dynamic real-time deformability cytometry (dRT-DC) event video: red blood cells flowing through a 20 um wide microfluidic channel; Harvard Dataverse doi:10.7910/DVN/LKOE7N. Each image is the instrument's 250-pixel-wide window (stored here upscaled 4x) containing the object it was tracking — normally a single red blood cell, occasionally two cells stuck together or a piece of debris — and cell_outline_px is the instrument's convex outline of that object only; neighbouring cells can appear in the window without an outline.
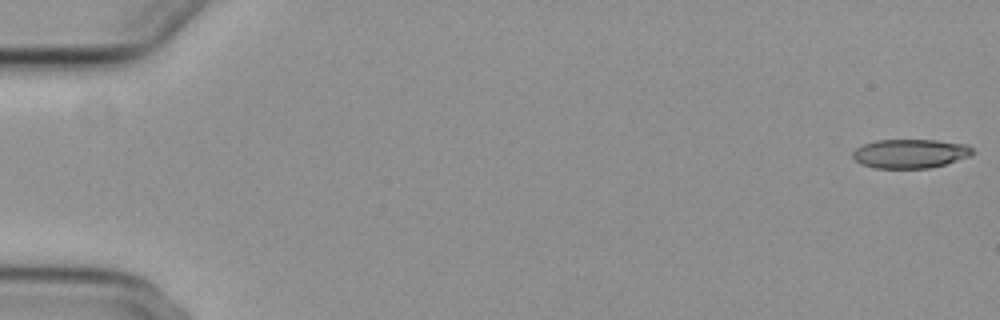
{"species": "common noctule bat (a hibernating species)", "species_latin": "Nyctalus noctula", "temperature_condition": "cold", "stored_images_in_passage": 3, "camera_frame_rate_fps": 3000, "um_per_image_px": 0.085, "animal": {"sex": "female", "body_mass_g": 29.2, "forearm_length_mm": 56.3}, "frame": {"image": 1, "passage_image": 3, "time_ms": 3.333, "image_size_px": [1000, 320], "cell_outline_px": [[976, 152], [968, 156], [944, 164], [928, 168], [876, 168], [864, 164], [856, 160], [852, 156], [852, 152], [856, 148], [864, 144], [876, 140], [936, 140], [968, 144]], "centroid_in_image_um": [77.38, 13.04], "position_along_channel_um": 7.6, "area_um2": 20.11}}